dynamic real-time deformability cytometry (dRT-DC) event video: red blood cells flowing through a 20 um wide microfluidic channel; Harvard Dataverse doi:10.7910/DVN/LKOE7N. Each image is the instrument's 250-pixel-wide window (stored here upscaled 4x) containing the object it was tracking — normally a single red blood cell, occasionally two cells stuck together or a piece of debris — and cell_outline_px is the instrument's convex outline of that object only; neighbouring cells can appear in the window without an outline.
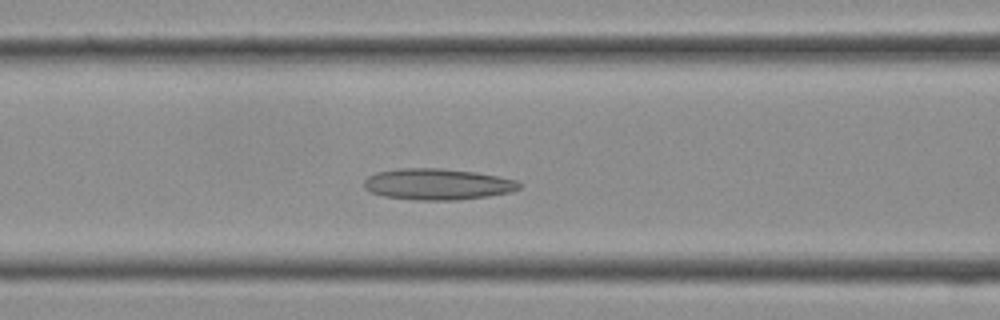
{"species": "Egyptian fruit bat (a non-hibernating species)", "species_latin": "Rousettus aegyptiacus", "temperature_condition": "cold", "stored_images_in_passage": 18, "camera_frame_rate_fps": 3000, "um_per_image_px": 0.085, "frame": {"image": 1, "passage_image": 10, "time_ms": 3.0, "image_size_px": [1000, 320], "cell_outline_px": [[524, 184], [520, 188], [512, 192], [488, 196], [456, 200], [420, 200], [384, 196], [372, 192], [364, 188], [364, 180], [368, 176], [376, 172], [400, 168], [440, 168], [476, 172], [500, 176], [516, 180]], "centroid_in_image_um": [37.23, 15.65], "position_along_channel_um": 129.4, "area_um2": 28.38}}
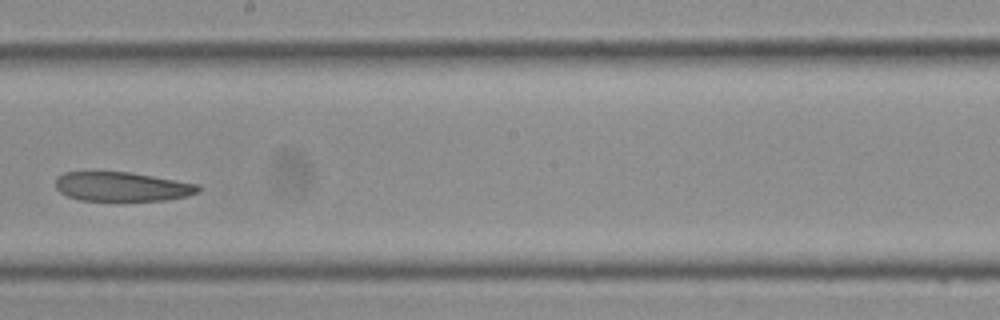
{"frame": {"image": 2, "passage_image": 15, "time_ms": 4.667, "image_size_px": [1000, 320], "cell_outline_px": [[200, 192], [168, 200], [80, 200], [68, 196], [60, 192], [56, 188], [56, 180], [64, 172], [128, 172], [200, 184]], "centroid_in_image_um": [10.39, 15.86], "position_along_channel_um": 237.8, "area_um2": 24.04}}
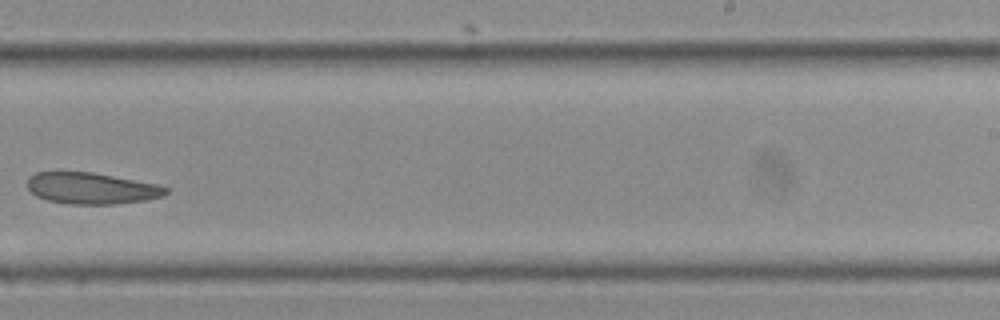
{"frame": {"image": 3, "passage_image": 17, "time_ms": 5.333, "image_size_px": [1000, 320], "cell_outline_px": [[172, 188], [164, 196], [144, 200], [116, 204], [68, 204], [48, 200], [36, 196], [28, 188], [28, 176], [36, 172], [92, 172], [156, 184]], "centroid_in_image_um": [7.79, 16.01], "position_along_channel_um": 281.2, "area_um2": 25.32}}